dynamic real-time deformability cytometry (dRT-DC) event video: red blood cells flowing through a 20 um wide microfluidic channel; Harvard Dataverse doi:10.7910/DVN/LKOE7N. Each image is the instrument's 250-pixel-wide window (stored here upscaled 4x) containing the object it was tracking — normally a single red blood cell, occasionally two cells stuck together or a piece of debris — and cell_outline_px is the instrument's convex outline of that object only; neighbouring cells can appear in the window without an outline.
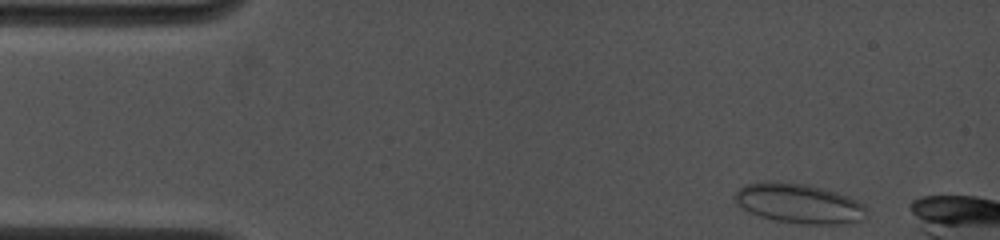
{"species": "common noctule bat (a hibernating species)", "species_latin": "Nyctalus noctula", "temperature_condition": "cold", "stored_images_in_passage": 59, "camera_frame_rate_fps": 4500, "um_per_image_px": 0.085, "animal": {"sex": "female", "body_mass_g": 19.0, "forearm_length_mm": 53.3}, "frame": {"image": 1, "passage_image": 1, "time_ms": 0.0, "image_size_px": [1000, 240], "cell_outline_px": [[864, 220], [840, 224], [804, 224], [772, 220], [760, 216], [740, 208], [736, 204], [736, 192], [744, 184], [808, 184], [836, 192], [848, 196], [864, 204]], "centroid_in_image_um": [67.94, 17.34], "position_along_channel_um": 17.1, "area_um2": 29.65}}
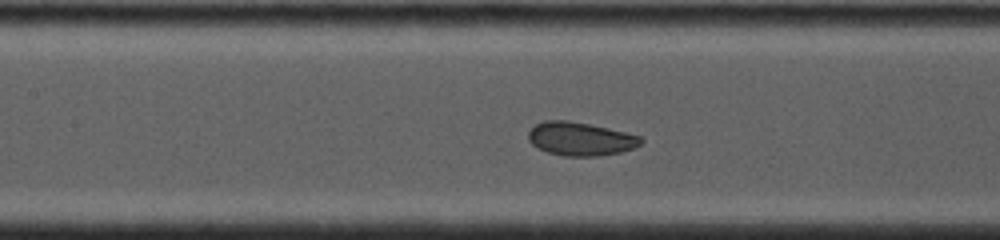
{"frame": {"image": 2, "passage_image": 26, "time_ms": 5.556, "image_size_px": [1000, 240], "cell_outline_px": [[644, 140], [640, 144], [632, 148], [620, 152], [600, 156], [564, 156], [548, 152], [532, 144], [528, 140], [528, 132], [536, 124], [544, 120], [568, 120], [608, 128], [640, 136]], "centroid_in_image_um": [49.32, 11.8], "position_along_channel_um": 158.1, "area_um2": 21.79}}
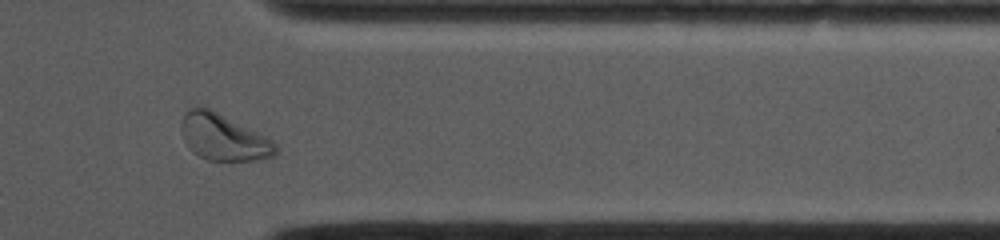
{"frame": {"image": 3, "passage_image": 52, "time_ms": 11.333, "image_size_px": [1000, 240], "cell_outline_px": [[276, 156], [264, 160], [208, 160], [192, 152], [188, 148], [180, 132], [180, 124], [188, 108], [192, 104], [200, 104], [272, 140], [276, 144]], "centroid_in_image_um": [18.93, 11.66], "position_along_channel_um": 392.5, "area_um2": 25.55}}